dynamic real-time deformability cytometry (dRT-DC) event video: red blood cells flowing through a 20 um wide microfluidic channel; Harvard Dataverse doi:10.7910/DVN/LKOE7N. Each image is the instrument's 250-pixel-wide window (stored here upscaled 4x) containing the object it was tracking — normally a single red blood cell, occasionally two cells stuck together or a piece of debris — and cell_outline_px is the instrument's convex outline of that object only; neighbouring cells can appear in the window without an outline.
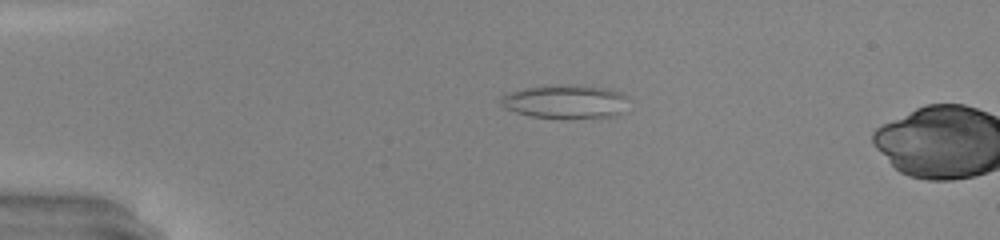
{"species": "common noctule bat (a hibernating species)", "species_latin": "Nyctalus noctula", "temperature_condition": "warm", "stored_images_in_passage": 6, "camera_frame_rate_fps": 3000, "um_per_image_px": 0.085, "animal": {"sex": "male", "body_mass_g": 20.0, "forearm_length_mm": 53.3}, "frame": {"image": 1, "passage_image": 3, "time_ms": 0.667, "image_size_px": [1000, 240], "cell_outline_px": [[628, 112], [616, 116], [532, 116], [516, 112], [504, 108], [500, 104], [500, 96], [508, 92], [524, 88], [580, 84], [608, 88], [620, 92], [628, 96]], "centroid_in_image_um": [48.13, 8.6], "position_along_channel_um": 36.9, "area_um2": 24.8}}